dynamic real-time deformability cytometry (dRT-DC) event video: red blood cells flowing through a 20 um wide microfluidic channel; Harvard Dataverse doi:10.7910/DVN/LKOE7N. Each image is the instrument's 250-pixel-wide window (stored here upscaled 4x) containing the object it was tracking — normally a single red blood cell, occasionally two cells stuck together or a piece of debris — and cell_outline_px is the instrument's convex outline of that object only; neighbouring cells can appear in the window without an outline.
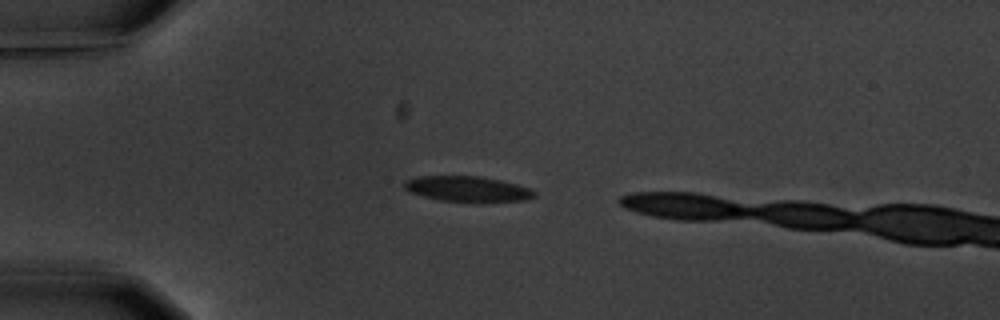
{"species": "common noctule bat (a hibernating species)", "species_latin": "Nyctalus noctula", "temperature_condition": "warm", "stored_images_in_passage": 2, "camera_frame_rate_fps": 3000, "um_per_image_px": 0.085, "animal": {"sex": "male", "body_mass_g": 20.1, "forearm_length_mm": 53.5}, "frame": {"image": 1, "passage_image": 1, "time_ms": 0.0, "image_size_px": [1000, 320], "cell_outline_px": [[536, 196], [524, 200], [440, 200], [424, 196], [412, 192], [404, 188], [404, 180], [416, 176], [480, 176], [500, 180], [516, 184], [528, 188], [536, 192]], "centroid_in_image_um": [39.69, 16.02], "position_along_channel_um": 45.3, "area_um2": 18.55}}